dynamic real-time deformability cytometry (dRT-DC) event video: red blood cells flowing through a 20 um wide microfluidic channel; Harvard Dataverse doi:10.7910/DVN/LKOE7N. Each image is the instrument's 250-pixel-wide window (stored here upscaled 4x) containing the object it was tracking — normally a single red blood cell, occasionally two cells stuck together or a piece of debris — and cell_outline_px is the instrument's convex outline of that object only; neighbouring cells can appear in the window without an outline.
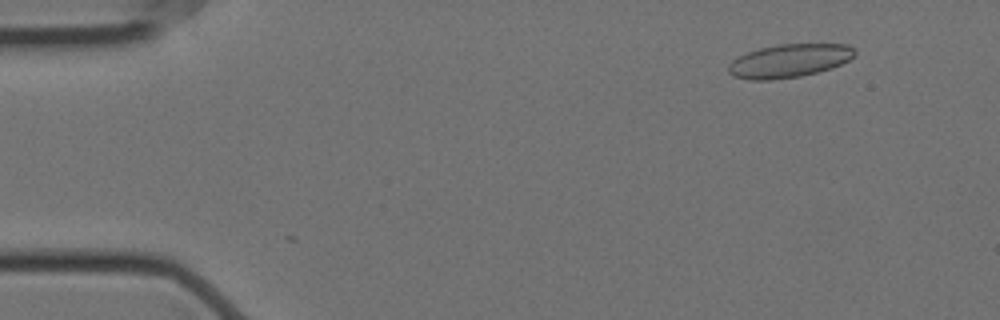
{"species": "Egyptian fruit bat (a non-hibernating species)", "species_latin": "Rousettus aegyptiacus", "temperature_condition": "cold", "stored_images_in_passage": 58, "camera_frame_rate_fps": 3000, "um_per_image_px": 0.085, "animal": {"sex": "female"}, "frame": {"image": 1, "passage_image": 6, "time_ms": 1.667, "image_size_px": [1000, 320], "cell_outline_px": [[856, 52], [848, 60], [832, 68], [800, 76], [772, 80], [748, 80], [732, 76], [728, 72], [728, 64], [732, 60], [748, 52], [760, 48], [776, 44], [848, 44]], "centroid_in_image_um": [67.04, 5.17], "position_along_channel_um": 18.0, "area_um2": 24.51}}
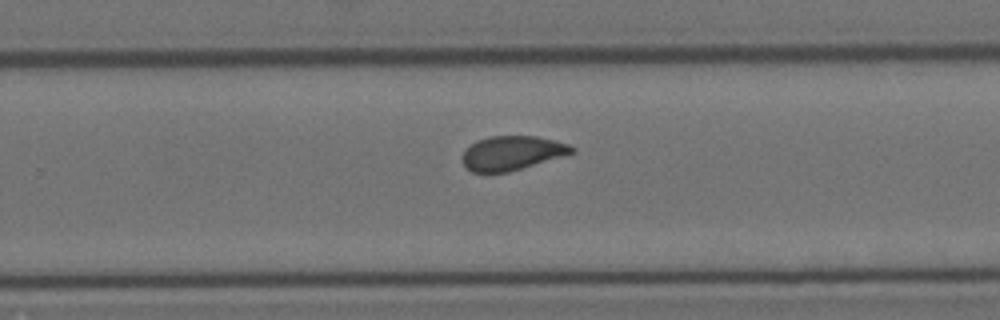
{"frame": {"image": 2, "passage_image": 37, "time_ms": 12.0, "image_size_px": [1000, 320], "cell_outline_px": [[576, 152], [564, 156], [508, 172], [472, 172], [464, 164], [460, 156], [464, 148], [476, 140], [488, 136], [536, 136], [556, 140], [568, 144], [576, 148]], "centroid_in_image_um": [43.51, 12.99], "position_along_channel_um": 286.3, "area_um2": 22.08}}
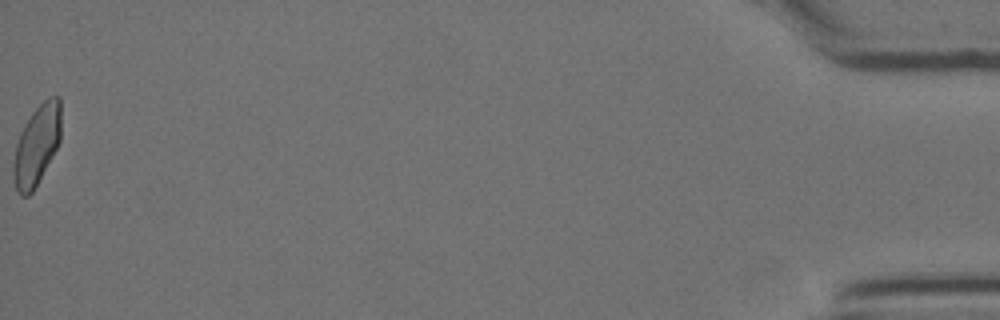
{"frame": {"image": 3, "passage_image": 58, "time_ms": 19.0, "image_size_px": [1000, 320], "cell_outline_px": [[60, 140], [56, 148], [32, 192], [28, 196], [20, 196], [16, 188], [12, 172], [12, 168], [16, 144], [20, 132], [24, 124], [32, 112], [48, 96], [60, 96]], "centroid_in_image_um": [3.1, 12.31], "position_along_channel_um": 432.1, "area_um2": 21.96}, "authors_computed_cell_mechanics": {"area_um2": 22.831, "velocity_mm_per_s": 3.5169, "shape_relaxation_time_tau1_ms": null, "shape_relaxation_time_tau2_ms": 1.1674, "deformation_change_tau1": null, "deformation_change_tau2": 0.0709}}